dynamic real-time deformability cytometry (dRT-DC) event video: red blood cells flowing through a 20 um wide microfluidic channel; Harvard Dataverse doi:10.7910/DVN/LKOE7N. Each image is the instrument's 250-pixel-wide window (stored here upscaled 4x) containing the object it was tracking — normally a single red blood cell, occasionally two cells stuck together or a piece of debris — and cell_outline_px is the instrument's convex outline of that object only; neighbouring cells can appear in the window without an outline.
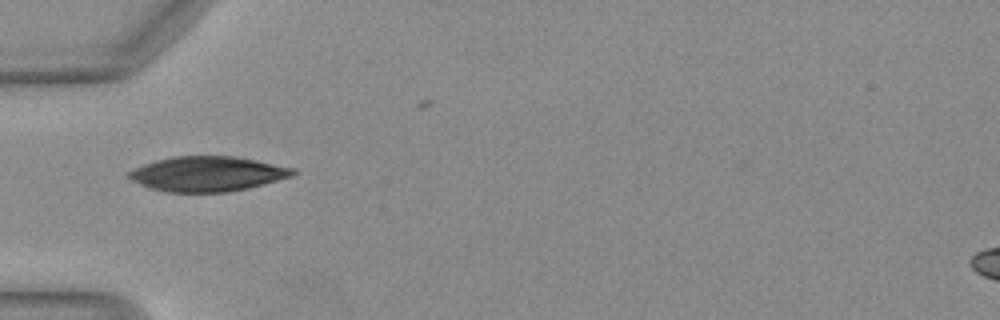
{"species": "Egyptian fruit bat (a non-hibernating species)", "species_latin": "Rousettus aegyptiacus", "temperature_condition": "warm", "stored_images_in_passage": 12, "camera_frame_rate_fps": 3000, "um_per_image_px": 0.085, "animal": {"sex": "female"}, "frame": {"image": 1, "passage_image": 2, "time_ms": 0.333, "image_size_px": [1000, 320], "cell_outline_px": [[296, 172], [292, 176], [264, 184], [248, 188], [224, 192], [168, 192], [148, 188], [124, 176], [132, 168], [156, 160], [172, 156], [236, 156], [296, 168]], "centroid_in_image_um": [17.6, 14.77], "position_along_channel_um": 67.4, "area_um2": 33.58}}
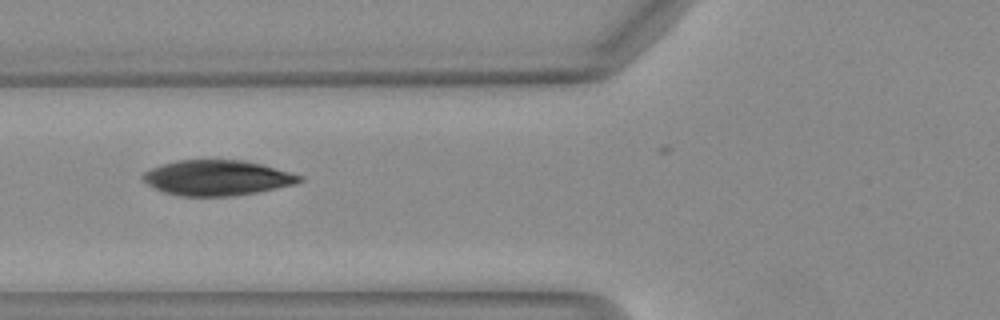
{"frame": {"image": 2, "passage_image": 5, "time_ms": 1.333, "image_size_px": [1000, 320], "cell_outline_px": [[304, 180], [292, 184], [256, 192], [232, 196], [180, 196], [164, 192], [148, 184], [140, 176], [144, 172], [160, 164], [176, 160], [244, 160], [264, 164], [304, 176]], "centroid_in_image_um": [18.45, 15.1], "position_along_channel_um": 107.3, "area_um2": 32.19}}